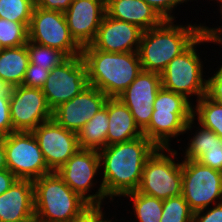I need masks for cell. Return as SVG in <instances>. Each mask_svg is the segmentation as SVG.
<instances>
[{
	"mask_svg": "<svg viewBox=\"0 0 222 222\" xmlns=\"http://www.w3.org/2000/svg\"><path fill=\"white\" fill-rule=\"evenodd\" d=\"M157 147L145 136L108 145L99 153L100 169L108 202L139 187L146 160Z\"/></svg>",
	"mask_w": 222,
	"mask_h": 222,
	"instance_id": "1",
	"label": "cell"
},
{
	"mask_svg": "<svg viewBox=\"0 0 222 222\" xmlns=\"http://www.w3.org/2000/svg\"><path fill=\"white\" fill-rule=\"evenodd\" d=\"M164 20L160 25L143 31L138 55L142 70L161 74L168 63L184 52L202 33L201 23L175 24Z\"/></svg>",
	"mask_w": 222,
	"mask_h": 222,
	"instance_id": "2",
	"label": "cell"
},
{
	"mask_svg": "<svg viewBox=\"0 0 222 222\" xmlns=\"http://www.w3.org/2000/svg\"><path fill=\"white\" fill-rule=\"evenodd\" d=\"M81 56L89 85L108 98H117L142 71L138 52H105L90 44L82 48Z\"/></svg>",
	"mask_w": 222,
	"mask_h": 222,
	"instance_id": "3",
	"label": "cell"
},
{
	"mask_svg": "<svg viewBox=\"0 0 222 222\" xmlns=\"http://www.w3.org/2000/svg\"><path fill=\"white\" fill-rule=\"evenodd\" d=\"M37 222H71L88 205L56 172L33 181Z\"/></svg>",
	"mask_w": 222,
	"mask_h": 222,
	"instance_id": "4",
	"label": "cell"
},
{
	"mask_svg": "<svg viewBox=\"0 0 222 222\" xmlns=\"http://www.w3.org/2000/svg\"><path fill=\"white\" fill-rule=\"evenodd\" d=\"M210 43L203 32L184 52L173 58L161 73L162 88L184 95L188 100L198 101L206 95L207 79L197 46ZM201 45V46H200ZM190 98V99H189Z\"/></svg>",
	"mask_w": 222,
	"mask_h": 222,
	"instance_id": "5",
	"label": "cell"
},
{
	"mask_svg": "<svg viewBox=\"0 0 222 222\" xmlns=\"http://www.w3.org/2000/svg\"><path fill=\"white\" fill-rule=\"evenodd\" d=\"M177 156L173 148H157L145 162L136 191L160 200L182 195V159Z\"/></svg>",
	"mask_w": 222,
	"mask_h": 222,
	"instance_id": "6",
	"label": "cell"
},
{
	"mask_svg": "<svg viewBox=\"0 0 222 222\" xmlns=\"http://www.w3.org/2000/svg\"><path fill=\"white\" fill-rule=\"evenodd\" d=\"M182 196L193 212L222 202V172L197 160H182Z\"/></svg>",
	"mask_w": 222,
	"mask_h": 222,
	"instance_id": "7",
	"label": "cell"
},
{
	"mask_svg": "<svg viewBox=\"0 0 222 222\" xmlns=\"http://www.w3.org/2000/svg\"><path fill=\"white\" fill-rule=\"evenodd\" d=\"M100 170L98 151L79 149L56 173L89 204H103L107 197L102 181L97 182L96 179V176L101 174ZM98 183H100V186L97 187V190H94V186ZM91 189L96 192H92ZM90 192L92 194H88Z\"/></svg>",
	"mask_w": 222,
	"mask_h": 222,
	"instance_id": "8",
	"label": "cell"
},
{
	"mask_svg": "<svg viewBox=\"0 0 222 222\" xmlns=\"http://www.w3.org/2000/svg\"><path fill=\"white\" fill-rule=\"evenodd\" d=\"M4 144L7 169L17 179L34 181L52 173L32 132L15 131L4 135Z\"/></svg>",
	"mask_w": 222,
	"mask_h": 222,
	"instance_id": "9",
	"label": "cell"
},
{
	"mask_svg": "<svg viewBox=\"0 0 222 222\" xmlns=\"http://www.w3.org/2000/svg\"><path fill=\"white\" fill-rule=\"evenodd\" d=\"M28 40L64 52L68 57L79 56L82 47L72 37L64 12L36 7L28 27Z\"/></svg>",
	"mask_w": 222,
	"mask_h": 222,
	"instance_id": "10",
	"label": "cell"
},
{
	"mask_svg": "<svg viewBox=\"0 0 222 222\" xmlns=\"http://www.w3.org/2000/svg\"><path fill=\"white\" fill-rule=\"evenodd\" d=\"M89 86L86 64L81 55L69 57L52 68L42 88L48 106L53 111Z\"/></svg>",
	"mask_w": 222,
	"mask_h": 222,
	"instance_id": "11",
	"label": "cell"
},
{
	"mask_svg": "<svg viewBox=\"0 0 222 222\" xmlns=\"http://www.w3.org/2000/svg\"><path fill=\"white\" fill-rule=\"evenodd\" d=\"M10 119L14 131L32 132L53 117L42 89L15 86L10 89Z\"/></svg>",
	"mask_w": 222,
	"mask_h": 222,
	"instance_id": "12",
	"label": "cell"
},
{
	"mask_svg": "<svg viewBox=\"0 0 222 222\" xmlns=\"http://www.w3.org/2000/svg\"><path fill=\"white\" fill-rule=\"evenodd\" d=\"M32 133L52 172H56L80 149L77 133L60 126L53 118L41 123Z\"/></svg>",
	"mask_w": 222,
	"mask_h": 222,
	"instance_id": "13",
	"label": "cell"
},
{
	"mask_svg": "<svg viewBox=\"0 0 222 222\" xmlns=\"http://www.w3.org/2000/svg\"><path fill=\"white\" fill-rule=\"evenodd\" d=\"M161 88V74L142 70L135 80L117 97L128 107L141 131L150 123L153 103L157 92Z\"/></svg>",
	"mask_w": 222,
	"mask_h": 222,
	"instance_id": "14",
	"label": "cell"
},
{
	"mask_svg": "<svg viewBox=\"0 0 222 222\" xmlns=\"http://www.w3.org/2000/svg\"><path fill=\"white\" fill-rule=\"evenodd\" d=\"M108 97L99 89L88 86L71 100L53 110V119L67 130L78 133L97 112L105 107Z\"/></svg>",
	"mask_w": 222,
	"mask_h": 222,
	"instance_id": "15",
	"label": "cell"
},
{
	"mask_svg": "<svg viewBox=\"0 0 222 222\" xmlns=\"http://www.w3.org/2000/svg\"><path fill=\"white\" fill-rule=\"evenodd\" d=\"M106 14V0H73L64 12L68 28L83 48L90 45Z\"/></svg>",
	"mask_w": 222,
	"mask_h": 222,
	"instance_id": "16",
	"label": "cell"
},
{
	"mask_svg": "<svg viewBox=\"0 0 222 222\" xmlns=\"http://www.w3.org/2000/svg\"><path fill=\"white\" fill-rule=\"evenodd\" d=\"M142 34L138 26L105 14L91 45L105 52H138Z\"/></svg>",
	"mask_w": 222,
	"mask_h": 222,
	"instance_id": "17",
	"label": "cell"
},
{
	"mask_svg": "<svg viewBox=\"0 0 222 222\" xmlns=\"http://www.w3.org/2000/svg\"><path fill=\"white\" fill-rule=\"evenodd\" d=\"M195 123L196 120L192 118L186 124L184 134L189 133L193 128L197 130L194 132L195 134L192 133L194 136L189 137L190 141H188L182 157L186 160H197L203 165L222 172V138L198 122L196 127Z\"/></svg>",
	"mask_w": 222,
	"mask_h": 222,
	"instance_id": "18",
	"label": "cell"
},
{
	"mask_svg": "<svg viewBox=\"0 0 222 222\" xmlns=\"http://www.w3.org/2000/svg\"><path fill=\"white\" fill-rule=\"evenodd\" d=\"M36 220L32 180L17 179L0 195V222Z\"/></svg>",
	"mask_w": 222,
	"mask_h": 222,
	"instance_id": "19",
	"label": "cell"
},
{
	"mask_svg": "<svg viewBox=\"0 0 222 222\" xmlns=\"http://www.w3.org/2000/svg\"><path fill=\"white\" fill-rule=\"evenodd\" d=\"M193 113L157 112L153 110L149 125L142 131L157 148H171L172 138L183 135ZM171 139V140H170Z\"/></svg>",
	"mask_w": 222,
	"mask_h": 222,
	"instance_id": "20",
	"label": "cell"
},
{
	"mask_svg": "<svg viewBox=\"0 0 222 222\" xmlns=\"http://www.w3.org/2000/svg\"><path fill=\"white\" fill-rule=\"evenodd\" d=\"M106 14L111 18L136 25L143 31L164 21L144 0H106Z\"/></svg>",
	"mask_w": 222,
	"mask_h": 222,
	"instance_id": "21",
	"label": "cell"
},
{
	"mask_svg": "<svg viewBox=\"0 0 222 222\" xmlns=\"http://www.w3.org/2000/svg\"><path fill=\"white\" fill-rule=\"evenodd\" d=\"M109 117L107 146L143 136L128 107L118 98H108L105 103Z\"/></svg>",
	"mask_w": 222,
	"mask_h": 222,
	"instance_id": "22",
	"label": "cell"
},
{
	"mask_svg": "<svg viewBox=\"0 0 222 222\" xmlns=\"http://www.w3.org/2000/svg\"><path fill=\"white\" fill-rule=\"evenodd\" d=\"M29 64L26 44L18 47L5 48L0 53V78L11 88L23 83Z\"/></svg>",
	"mask_w": 222,
	"mask_h": 222,
	"instance_id": "23",
	"label": "cell"
},
{
	"mask_svg": "<svg viewBox=\"0 0 222 222\" xmlns=\"http://www.w3.org/2000/svg\"><path fill=\"white\" fill-rule=\"evenodd\" d=\"M107 108L97 112L77 133L80 149L100 151L107 146L109 129Z\"/></svg>",
	"mask_w": 222,
	"mask_h": 222,
	"instance_id": "24",
	"label": "cell"
},
{
	"mask_svg": "<svg viewBox=\"0 0 222 222\" xmlns=\"http://www.w3.org/2000/svg\"><path fill=\"white\" fill-rule=\"evenodd\" d=\"M123 197L128 200L131 199L133 215L137 222H160L163 212V200L145 195L139 191L129 192Z\"/></svg>",
	"mask_w": 222,
	"mask_h": 222,
	"instance_id": "25",
	"label": "cell"
},
{
	"mask_svg": "<svg viewBox=\"0 0 222 222\" xmlns=\"http://www.w3.org/2000/svg\"><path fill=\"white\" fill-rule=\"evenodd\" d=\"M196 103L193 105V118L203 127L214 131L222 138V106L206 95Z\"/></svg>",
	"mask_w": 222,
	"mask_h": 222,
	"instance_id": "26",
	"label": "cell"
},
{
	"mask_svg": "<svg viewBox=\"0 0 222 222\" xmlns=\"http://www.w3.org/2000/svg\"><path fill=\"white\" fill-rule=\"evenodd\" d=\"M26 46L29 55V63L35 64L44 69L51 70L69 58L60 50L43 46L29 40Z\"/></svg>",
	"mask_w": 222,
	"mask_h": 222,
	"instance_id": "27",
	"label": "cell"
},
{
	"mask_svg": "<svg viewBox=\"0 0 222 222\" xmlns=\"http://www.w3.org/2000/svg\"><path fill=\"white\" fill-rule=\"evenodd\" d=\"M153 110H157V112L193 113V103L182 94L161 88L157 92Z\"/></svg>",
	"mask_w": 222,
	"mask_h": 222,
	"instance_id": "28",
	"label": "cell"
},
{
	"mask_svg": "<svg viewBox=\"0 0 222 222\" xmlns=\"http://www.w3.org/2000/svg\"><path fill=\"white\" fill-rule=\"evenodd\" d=\"M35 0H0V18L29 27Z\"/></svg>",
	"mask_w": 222,
	"mask_h": 222,
	"instance_id": "29",
	"label": "cell"
},
{
	"mask_svg": "<svg viewBox=\"0 0 222 222\" xmlns=\"http://www.w3.org/2000/svg\"><path fill=\"white\" fill-rule=\"evenodd\" d=\"M193 211L182 195L163 200L160 222H193Z\"/></svg>",
	"mask_w": 222,
	"mask_h": 222,
	"instance_id": "30",
	"label": "cell"
},
{
	"mask_svg": "<svg viewBox=\"0 0 222 222\" xmlns=\"http://www.w3.org/2000/svg\"><path fill=\"white\" fill-rule=\"evenodd\" d=\"M0 42L4 48L27 44L28 27L23 23L0 18Z\"/></svg>",
	"mask_w": 222,
	"mask_h": 222,
	"instance_id": "31",
	"label": "cell"
},
{
	"mask_svg": "<svg viewBox=\"0 0 222 222\" xmlns=\"http://www.w3.org/2000/svg\"><path fill=\"white\" fill-rule=\"evenodd\" d=\"M50 70L38 67L35 64H28L22 85L31 88L42 89Z\"/></svg>",
	"mask_w": 222,
	"mask_h": 222,
	"instance_id": "32",
	"label": "cell"
},
{
	"mask_svg": "<svg viewBox=\"0 0 222 222\" xmlns=\"http://www.w3.org/2000/svg\"><path fill=\"white\" fill-rule=\"evenodd\" d=\"M153 9H155L158 14L164 20H176L173 9L177 8L179 4L188 3L190 0H144Z\"/></svg>",
	"mask_w": 222,
	"mask_h": 222,
	"instance_id": "33",
	"label": "cell"
},
{
	"mask_svg": "<svg viewBox=\"0 0 222 222\" xmlns=\"http://www.w3.org/2000/svg\"><path fill=\"white\" fill-rule=\"evenodd\" d=\"M216 70L212 77L207 78L206 96L222 106V65Z\"/></svg>",
	"mask_w": 222,
	"mask_h": 222,
	"instance_id": "34",
	"label": "cell"
},
{
	"mask_svg": "<svg viewBox=\"0 0 222 222\" xmlns=\"http://www.w3.org/2000/svg\"><path fill=\"white\" fill-rule=\"evenodd\" d=\"M104 204H90L80 214H78L71 222H105L106 213L103 212Z\"/></svg>",
	"mask_w": 222,
	"mask_h": 222,
	"instance_id": "35",
	"label": "cell"
},
{
	"mask_svg": "<svg viewBox=\"0 0 222 222\" xmlns=\"http://www.w3.org/2000/svg\"><path fill=\"white\" fill-rule=\"evenodd\" d=\"M193 222H222V202L194 212Z\"/></svg>",
	"mask_w": 222,
	"mask_h": 222,
	"instance_id": "36",
	"label": "cell"
},
{
	"mask_svg": "<svg viewBox=\"0 0 222 222\" xmlns=\"http://www.w3.org/2000/svg\"><path fill=\"white\" fill-rule=\"evenodd\" d=\"M0 131L4 135L15 132L10 119L9 94H0Z\"/></svg>",
	"mask_w": 222,
	"mask_h": 222,
	"instance_id": "37",
	"label": "cell"
},
{
	"mask_svg": "<svg viewBox=\"0 0 222 222\" xmlns=\"http://www.w3.org/2000/svg\"><path fill=\"white\" fill-rule=\"evenodd\" d=\"M73 0H35V6L46 10L65 12Z\"/></svg>",
	"mask_w": 222,
	"mask_h": 222,
	"instance_id": "38",
	"label": "cell"
},
{
	"mask_svg": "<svg viewBox=\"0 0 222 222\" xmlns=\"http://www.w3.org/2000/svg\"><path fill=\"white\" fill-rule=\"evenodd\" d=\"M201 25L203 28V32L208 37L210 43L222 45V25H217L218 27L216 26L215 28L206 26L205 23Z\"/></svg>",
	"mask_w": 222,
	"mask_h": 222,
	"instance_id": "39",
	"label": "cell"
},
{
	"mask_svg": "<svg viewBox=\"0 0 222 222\" xmlns=\"http://www.w3.org/2000/svg\"><path fill=\"white\" fill-rule=\"evenodd\" d=\"M16 180L17 178L9 169L0 170V195L7 191Z\"/></svg>",
	"mask_w": 222,
	"mask_h": 222,
	"instance_id": "40",
	"label": "cell"
},
{
	"mask_svg": "<svg viewBox=\"0 0 222 222\" xmlns=\"http://www.w3.org/2000/svg\"><path fill=\"white\" fill-rule=\"evenodd\" d=\"M7 163H6V150H5V144H4V138L0 140V170L6 169Z\"/></svg>",
	"mask_w": 222,
	"mask_h": 222,
	"instance_id": "41",
	"label": "cell"
},
{
	"mask_svg": "<svg viewBox=\"0 0 222 222\" xmlns=\"http://www.w3.org/2000/svg\"><path fill=\"white\" fill-rule=\"evenodd\" d=\"M11 87L0 78V94H10Z\"/></svg>",
	"mask_w": 222,
	"mask_h": 222,
	"instance_id": "42",
	"label": "cell"
},
{
	"mask_svg": "<svg viewBox=\"0 0 222 222\" xmlns=\"http://www.w3.org/2000/svg\"><path fill=\"white\" fill-rule=\"evenodd\" d=\"M210 1H213V0H210ZM214 1H217L216 3H218L219 5H217V7L219 6V12H220V15L221 16V19H222V0H214Z\"/></svg>",
	"mask_w": 222,
	"mask_h": 222,
	"instance_id": "43",
	"label": "cell"
},
{
	"mask_svg": "<svg viewBox=\"0 0 222 222\" xmlns=\"http://www.w3.org/2000/svg\"><path fill=\"white\" fill-rule=\"evenodd\" d=\"M9 222H37L36 220H21V221H9Z\"/></svg>",
	"mask_w": 222,
	"mask_h": 222,
	"instance_id": "44",
	"label": "cell"
},
{
	"mask_svg": "<svg viewBox=\"0 0 222 222\" xmlns=\"http://www.w3.org/2000/svg\"><path fill=\"white\" fill-rule=\"evenodd\" d=\"M5 48L3 47V45L0 42V53L4 50Z\"/></svg>",
	"mask_w": 222,
	"mask_h": 222,
	"instance_id": "45",
	"label": "cell"
},
{
	"mask_svg": "<svg viewBox=\"0 0 222 222\" xmlns=\"http://www.w3.org/2000/svg\"><path fill=\"white\" fill-rule=\"evenodd\" d=\"M4 138V134L0 131V140Z\"/></svg>",
	"mask_w": 222,
	"mask_h": 222,
	"instance_id": "46",
	"label": "cell"
},
{
	"mask_svg": "<svg viewBox=\"0 0 222 222\" xmlns=\"http://www.w3.org/2000/svg\"><path fill=\"white\" fill-rule=\"evenodd\" d=\"M114 218H112V219H107L105 222H116L115 220L114 221H112Z\"/></svg>",
	"mask_w": 222,
	"mask_h": 222,
	"instance_id": "47",
	"label": "cell"
}]
</instances>
